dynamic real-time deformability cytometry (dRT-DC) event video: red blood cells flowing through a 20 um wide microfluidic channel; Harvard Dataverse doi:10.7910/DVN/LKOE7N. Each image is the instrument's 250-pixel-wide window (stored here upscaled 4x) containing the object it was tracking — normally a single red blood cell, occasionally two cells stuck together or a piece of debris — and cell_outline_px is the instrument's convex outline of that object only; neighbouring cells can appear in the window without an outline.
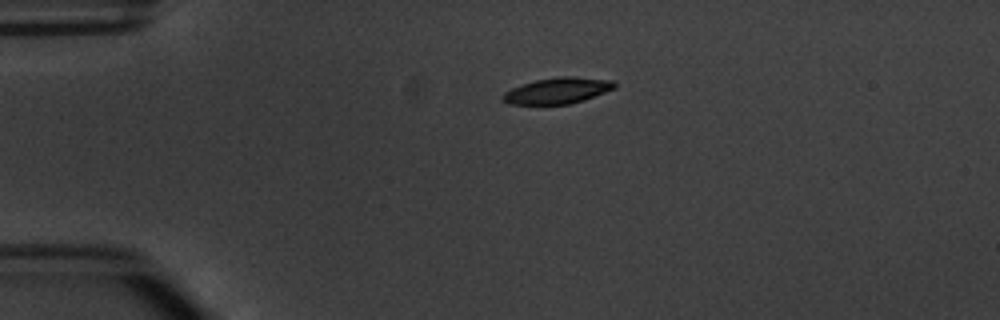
{"species": "common noctule bat (a hibernating species)", "species_latin": "Nyctalus noctula", "temperature_condition": "warm", "stored_images_in_passage": 2, "camera_frame_rate_fps": 3000, "um_per_image_px": 0.085, "animal": {"sex": "male", "body_mass_g": 20.1, "forearm_length_mm": 53.5}, "frame": {"image": 1, "passage_image": 1, "time_ms": 0.0, "image_size_px": [1000, 320], "cell_outline_px": [[616, 88], [568, 104], [508, 104], [500, 96], [504, 92], [512, 88], [536, 80], [560, 76], [572, 76], [612, 80], [616, 84]], "centroid_in_image_um": [47.37, 7.69], "position_along_channel_um": 37.6, "area_um2": 16.65}}